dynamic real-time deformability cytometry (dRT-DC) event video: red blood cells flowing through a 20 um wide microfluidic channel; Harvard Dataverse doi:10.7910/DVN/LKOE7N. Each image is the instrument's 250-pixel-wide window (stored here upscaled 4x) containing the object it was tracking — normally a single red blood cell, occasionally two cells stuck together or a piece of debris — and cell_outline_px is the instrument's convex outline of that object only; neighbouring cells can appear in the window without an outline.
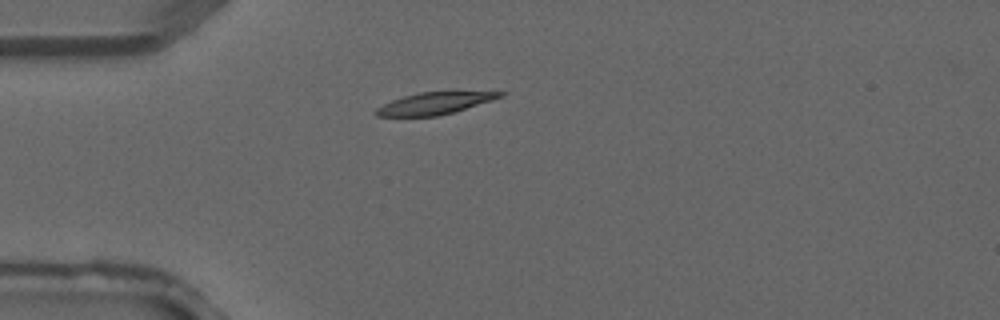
{"species": "common noctule bat (a hibernating species)", "species_latin": "Nyctalus noctula", "temperature_condition": "warm", "stored_images_in_passage": 2, "camera_frame_rate_fps": 3000, "um_per_image_px": 0.085, "animal": {"sex": "male", "forearm_length_mm": 52.5}, "frame": {"image": 1, "passage_image": 2, "time_ms": 0.333, "image_size_px": [1000, 320], "cell_outline_px": [[508, 92], [504, 96], [492, 100], [452, 112], [436, 116], [376, 116], [372, 112], [376, 108], [392, 100], [404, 96], [420, 92], [452, 88]], "centroid_in_image_um": [37.06, 8.7], "position_along_channel_um": 47.9, "area_um2": 16.82}}